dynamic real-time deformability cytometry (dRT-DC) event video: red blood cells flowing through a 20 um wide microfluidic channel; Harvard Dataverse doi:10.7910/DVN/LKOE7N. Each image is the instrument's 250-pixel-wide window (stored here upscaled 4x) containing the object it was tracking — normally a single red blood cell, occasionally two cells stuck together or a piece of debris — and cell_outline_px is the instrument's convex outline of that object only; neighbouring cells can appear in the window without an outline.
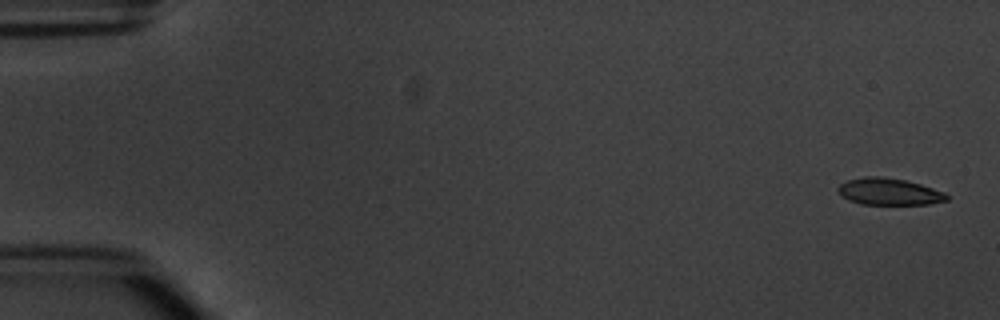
{"species": "common noctule bat (a hibernating species)", "species_latin": "Nyctalus noctula", "temperature_condition": "warm", "stored_images_in_passage": 5, "camera_frame_rate_fps": 3000, "um_per_image_px": 0.085, "animal": {"sex": "male", "body_mass_g": 20.1, "forearm_length_mm": 53.5}, "frame": {"image": 1, "passage_image": 1, "time_ms": 0.0, "image_size_px": [1000, 320], "cell_outline_px": [[948, 200], [928, 204], [860, 204], [848, 200], [836, 188], [840, 184], [848, 180], [864, 176], [880, 176], [904, 180], [920, 184], [944, 192], [948, 196]], "centroid_in_image_um": [75.56, 16.29], "position_along_channel_um": 9.4, "area_um2": 16.82}}
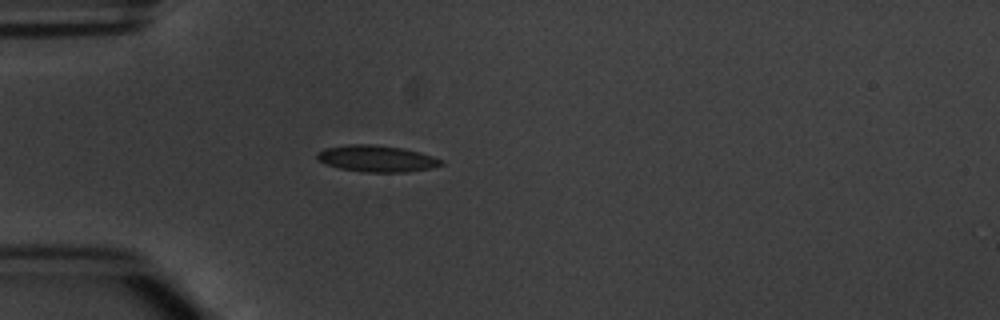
{"frame": {"image": 2, "passage_image": 5, "time_ms": 4.667, "image_size_px": [1000, 320], "cell_outline_px": [[444, 164], [428, 168], [408, 172], [364, 172], [340, 168], [328, 164], [320, 160], [316, 156], [316, 152], [324, 148], [348, 144], [372, 144], [400, 148], [420, 152], [444, 160]], "centroid_in_image_um": [32.02, 13.47], "position_along_channel_um": 53.0, "area_um2": 19.02}}